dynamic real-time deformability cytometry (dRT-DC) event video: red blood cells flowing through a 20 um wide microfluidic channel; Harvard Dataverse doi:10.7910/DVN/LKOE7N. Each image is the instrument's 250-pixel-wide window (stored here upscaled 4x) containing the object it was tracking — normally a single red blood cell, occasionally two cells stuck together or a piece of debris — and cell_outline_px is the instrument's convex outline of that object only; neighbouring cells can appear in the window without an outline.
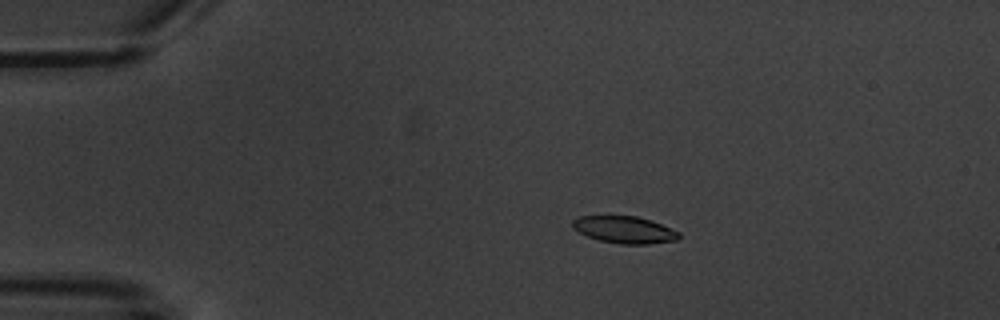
{"species": "common noctule bat (a hibernating species)", "species_latin": "Nyctalus noctula", "temperature_condition": "warm", "stored_images_in_passage": 9, "camera_frame_rate_fps": 3000, "um_per_image_px": 0.085, "animal": {"sex": "male", "body_mass_g": 20.1, "forearm_length_mm": 53.5}, "frame": {"image": 1, "passage_image": 1, "time_ms": 0.0, "image_size_px": [1000, 320], "cell_outline_px": [[680, 236], [676, 240], [648, 244], [620, 244], [600, 240], [588, 236], [572, 228], [572, 220], [576, 216], [636, 216], [652, 220], [680, 232]], "centroid_in_image_um": [53.08, 19.52], "position_along_channel_um": 31.9, "area_um2": 16.76}}
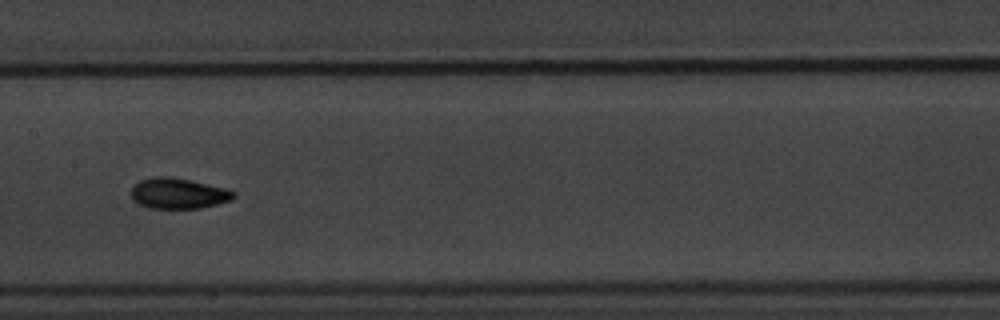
{"frame": {"image": 2, "passage_image": 6, "time_ms": 6.0, "image_size_px": [1000, 320], "cell_outline_px": [[236, 196], [232, 200], [200, 208], [148, 208], [136, 204], [132, 200], [132, 184], [140, 180], [152, 176], [172, 176], [192, 180], [228, 188], [236, 192]], "centroid_in_image_um": [15.15, 16.42], "position_along_channel_um": 192.3, "area_um2": 18.79}}
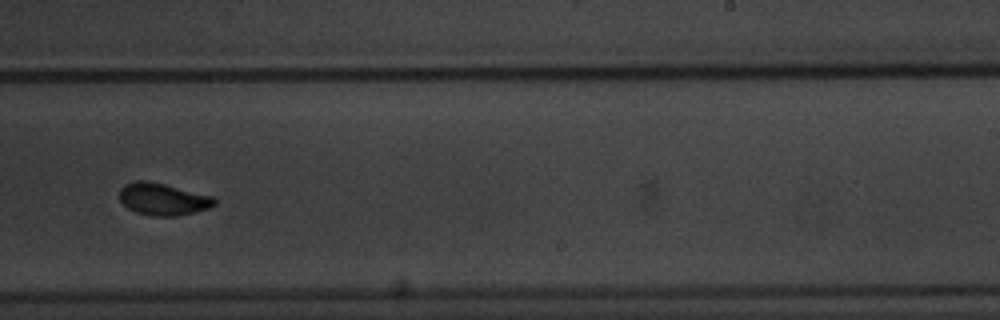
{"frame": {"image": 3, "passage_image": 8, "time_ms": 8.333, "image_size_px": [1000, 320], "cell_outline_px": [[216, 204], [208, 208], [196, 212], [176, 216], [152, 216], [136, 212], [128, 208], [120, 200], [120, 188], [124, 184], [136, 180], [144, 180], [164, 184], [212, 196], [216, 200]], "centroid_in_image_um": [13.84, 16.93], "position_along_channel_um": 275.2, "area_um2": 17.69}}